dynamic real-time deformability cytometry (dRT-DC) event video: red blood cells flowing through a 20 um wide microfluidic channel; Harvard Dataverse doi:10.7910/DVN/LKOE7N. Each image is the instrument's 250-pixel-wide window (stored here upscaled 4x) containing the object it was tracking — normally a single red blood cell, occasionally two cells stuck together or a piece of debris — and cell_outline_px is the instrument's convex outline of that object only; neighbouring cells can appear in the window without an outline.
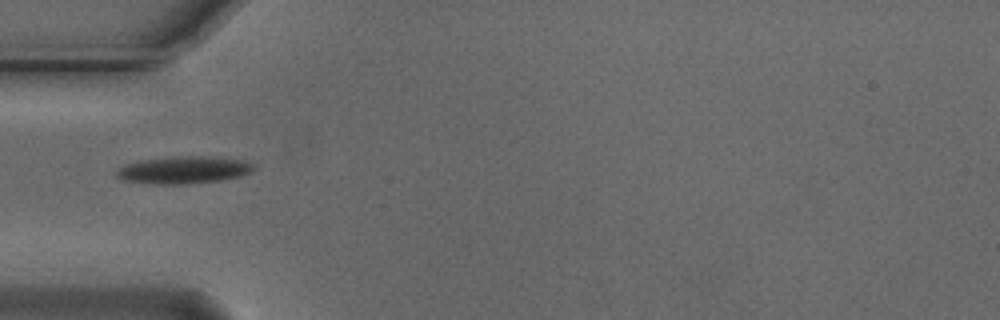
{"species": "Egyptian fruit bat (a non-hibernating species)", "species_latin": "Rousettus aegyptiacus", "temperature_condition": "cold", "stored_images_in_passage": 38, "camera_frame_rate_fps": 3000, "um_per_image_px": 0.085, "animal": {"sex": "male"}, "frame": {"image": 1, "passage_image": 1, "time_ms": 0.0, "image_size_px": [1000, 320], "cell_outline_px": [[256, 168], [240, 176], [220, 180], [184, 184], [156, 184], [124, 180], [116, 176], [116, 168], [124, 164], [140, 160], [172, 156], [212, 156], [248, 160]], "centroid_in_image_um": [15.6, 14.42], "position_along_channel_um": 69.4, "area_um2": 22.02}}
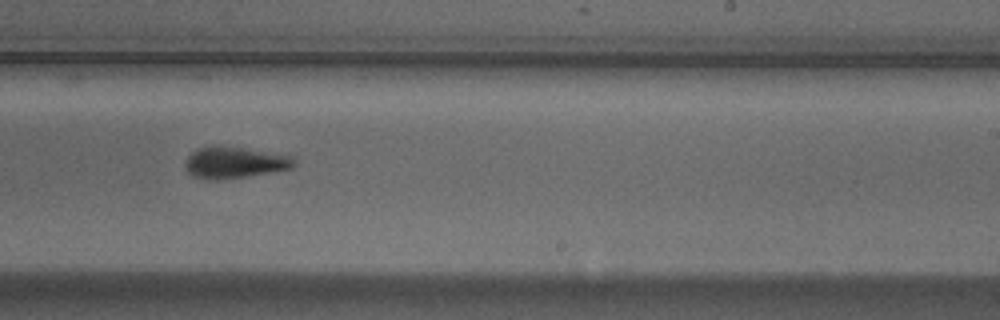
{"frame": {"image": 2, "passage_image": 17, "time_ms": 5.333, "image_size_px": [1000, 320], "cell_outline_px": [[296, 164], [292, 168], [244, 176], [216, 180], [192, 176], [188, 172], [184, 164], [188, 156], [196, 148], [212, 144], [216, 144], [244, 148], [292, 156]], "centroid_in_image_um": [19.88, 13.78], "position_along_channel_um": 269.1, "area_um2": 19.88}}
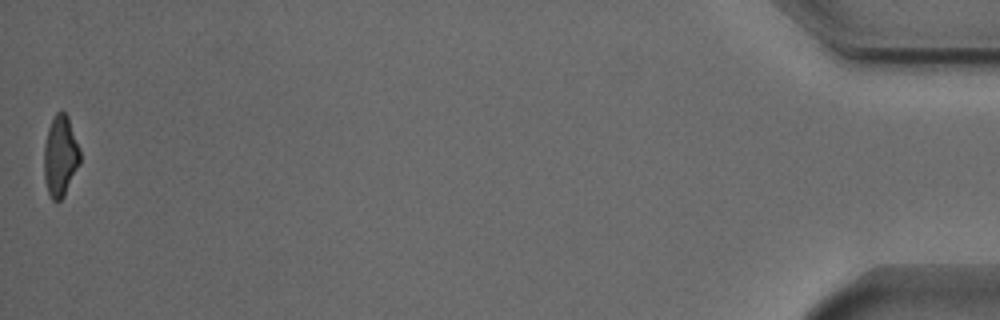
{"frame": {"image": 3, "passage_image": 38, "time_ms": 12.333, "image_size_px": [1000, 320], "cell_outline_px": [[80, 164], [64, 196], [56, 204], [52, 200], [48, 192], [44, 180], [44, 144], [48, 128], [56, 112], [64, 112], [68, 116], [80, 148]], "centroid_in_image_um": [5.13, 13.29], "position_along_channel_um": 430.1, "area_um2": 17.17}, "authors_computed_cell_mechanics": {"area_um2": 19.5075, "velocity_mm_per_s": 3.7446, "shape_relaxation_time_tau1_ms": 3.3874, "shape_relaxation_time_tau2_ms": 9.2959, "deformation_change_tau1": 0.1542, "deformation_change_tau2": 0.2117}}